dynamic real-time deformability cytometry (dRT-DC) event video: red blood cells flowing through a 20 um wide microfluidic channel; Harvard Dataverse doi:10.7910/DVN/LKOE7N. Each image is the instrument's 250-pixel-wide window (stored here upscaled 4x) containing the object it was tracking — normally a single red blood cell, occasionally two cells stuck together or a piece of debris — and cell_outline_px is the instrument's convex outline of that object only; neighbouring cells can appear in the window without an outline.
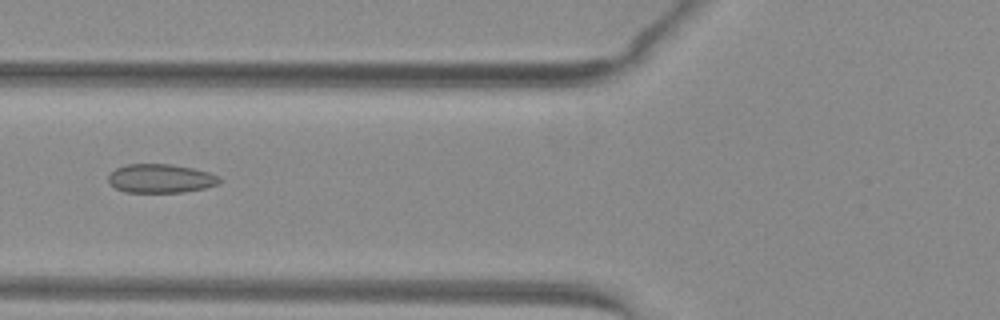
{"species": "common noctule bat (a hibernating species)", "species_latin": "Nyctalus noctula", "temperature_condition": "warm", "stored_images_in_passage": 54, "camera_frame_rate_fps": 3000, "um_per_image_px": 0.085, "animal": {"sex": "female", "body_mass_g": 29.2, "forearm_length_mm": 56.3}, "frame": {"image": 1, "passage_image": 22, "time_ms": 7.0, "image_size_px": [1000, 320], "cell_outline_px": [[220, 180], [216, 184], [204, 188], [184, 192], [124, 192], [116, 188], [108, 180], [108, 176], [116, 168], [128, 164], [172, 164], [192, 168], [208, 172], [220, 176]], "centroid_in_image_um": [13.65, 15.17], "position_along_channel_um": 112.2, "area_um2": 18.5}}
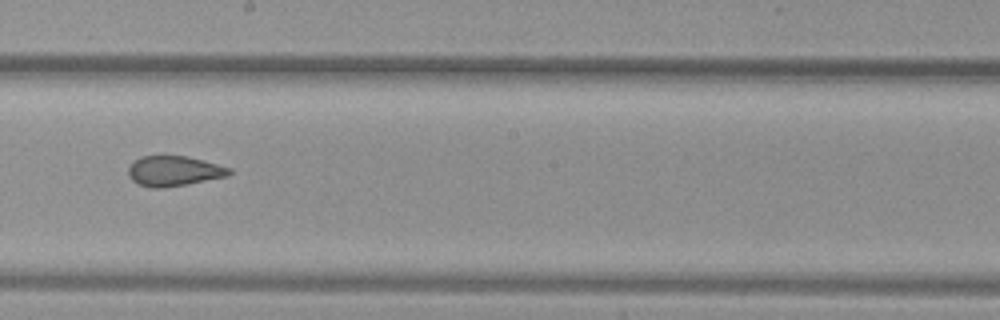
{"frame": {"image": 2, "passage_image": 31, "time_ms": 10.0, "image_size_px": [1000, 320], "cell_outline_px": [[232, 172], [228, 176], [184, 184], [160, 188], [152, 188], [136, 184], [128, 176], [128, 168], [140, 156], [188, 156], [232, 168]], "centroid_in_image_um": [14.77, 14.53], "position_along_channel_um": 233.4, "area_um2": 17.63}}
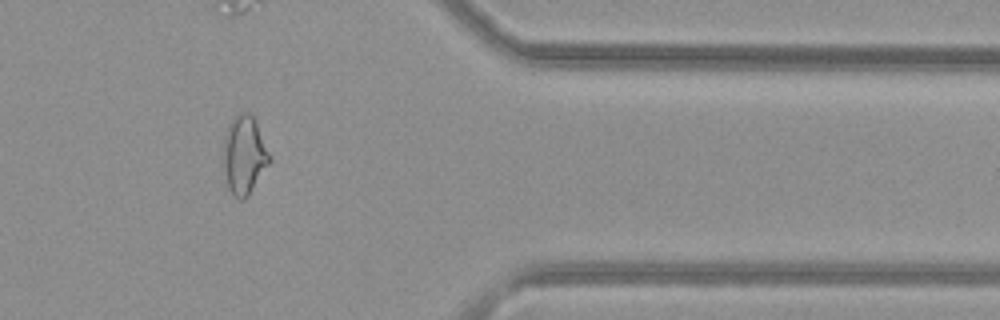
{"frame": {"image": 3, "passage_image": 44, "time_ms": 14.333, "image_size_px": [1000, 320], "cell_outline_px": [[272, 160], [248, 196], [244, 200], [240, 200], [228, 188], [224, 168], [224, 136], [228, 124], [240, 112], [248, 112], [256, 120], [272, 156]], "centroid_in_image_um": [20.8, 13.16], "position_along_channel_um": 390.6, "area_um2": 21.21}}